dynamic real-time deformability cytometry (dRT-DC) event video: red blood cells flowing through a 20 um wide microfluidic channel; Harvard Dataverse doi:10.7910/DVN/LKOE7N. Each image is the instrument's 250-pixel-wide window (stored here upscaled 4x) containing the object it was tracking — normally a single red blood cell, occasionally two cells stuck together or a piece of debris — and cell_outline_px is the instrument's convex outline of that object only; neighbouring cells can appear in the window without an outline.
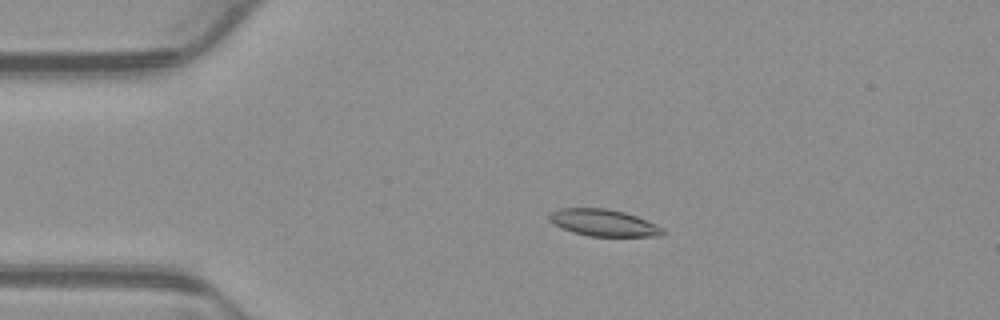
{"species": "common noctule bat (a hibernating species)", "species_latin": "Nyctalus noctula", "temperature_condition": "warm", "stored_images_in_passage": 43, "camera_frame_rate_fps": 3000, "um_per_image_px": 0.085, "animal": {"sex": "male", "body_mass_g": 23.1, "forearm_length_mm": 52.7}, "frame": {"image": 1, "passage_image": 1, "time_ms": 0.0, "image_size_px": [1000, 320], "cell_outline_px": [[664, 236], [588, 236], [572, 232], [548, 220], [548, 216], [552, 212], [560, 208], [608, 208], [624, 212], [636, 216], [664, 228]], "centroid_in_image_um": [51.32, 18.93], "position_along_channel_um": 33.7, "area_um2": 17.63}}
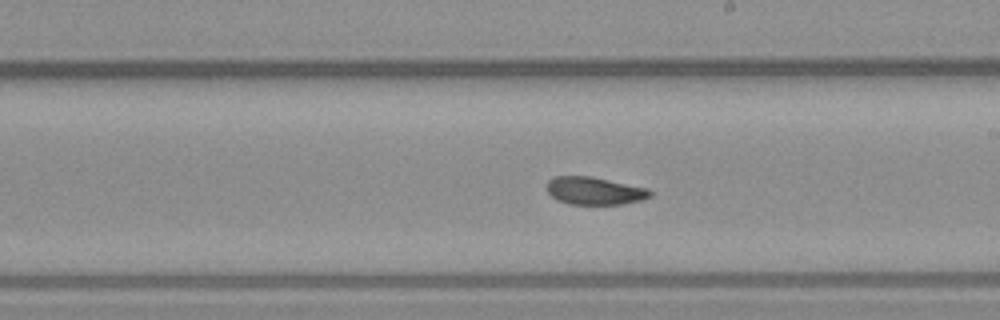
{"frame": {"image": 2, "passage_image": 20, "time_ms": 6.333, "image_size_px": [1000, 320], "cell_outline_px": [[652, 196], [640, 200], [624, 204], [568, 204], [556, 200], [548, 192], [548, 180], [552, 176], [592, 176], [648, 188], [652, 192]], "centroid_in_image_um": [50.54, 16.21], "position_along_channel_um": 238.5, "area_um2": 16.76}}
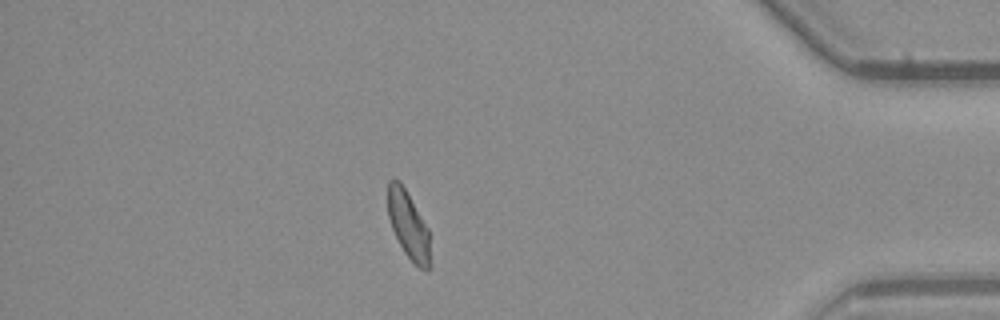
{"frame": {"image": 3, "passage_image": 36, "time_ms": 11.667, "image_size_px": [1000, 320], "cell_outline_px": [[432, 264], [428, 272], [424, 272], [404, 252], [392, 228], [388, 216], [388, 180], [400, 180], [428, 228]], "centroid_in_image_um": [34.75, 19.19], "position_along_channel_um": 400.4, "area_um2": 16.7}, "authors_computed_cell_mechanics": {"area_um2": 17.5712, "velocity_mm_per_s": 3.8777, "shape_relaxation_time_tau1_ms": 7.798, "shape_relaxation_time_tau2_ms": 4.137, "deformation_change_tau1": 0.1455, "deformation_change_tau2": 0.094}}